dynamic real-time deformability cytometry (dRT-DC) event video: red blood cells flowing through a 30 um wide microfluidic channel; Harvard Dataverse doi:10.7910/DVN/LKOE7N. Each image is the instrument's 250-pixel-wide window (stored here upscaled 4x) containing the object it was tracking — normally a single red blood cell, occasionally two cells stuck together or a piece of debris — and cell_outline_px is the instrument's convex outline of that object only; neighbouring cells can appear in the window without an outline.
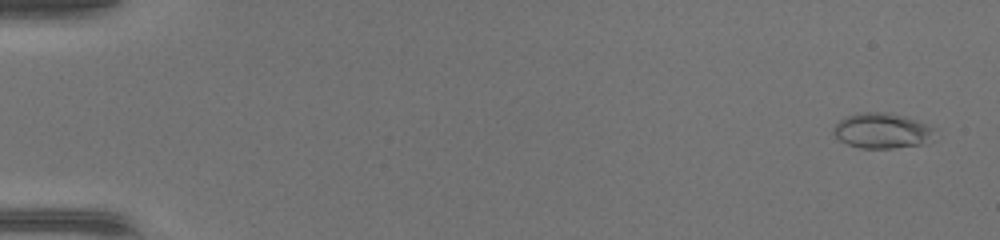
{"species": "common noctule bat (a hibernating species)", "species_latin": "Nyctalus noctula", "temperature_condition": "warm", "stored_images_in_passage": 49, "camera_frame_rate_fps": 3000, "um_per_image_px": 0.085, "animal": {"sex": "female", "body_mass_g": 17.0, "forearm_length_mm": 48.0}, "frame": {"image": 1, "passage_image": 3, "time_ms": 0.667, "image_size_px": [1000, 240], "cell_outline_px": [[936, 128], [924, 144], [892, 148], [860, 148], [848, 144], [840, 140], [832, 132], [832, 128], [840, 120], [848, 116], [860, 112], [888, 112], [904, 116]], "centroid_in_image_um": [74.93, 11.1], "position_along_channel_um": 10.1, "area_um2": 20.58}}
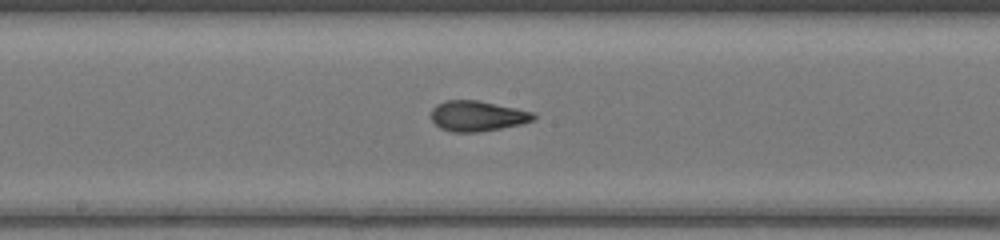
{"frame": {"image": 2, "passage_image": 28, "time_ms": 9.0, "image_size_px": [1000, 240], "cell_outline_px": [[536, 116], [532, 120], [520, 124], [500, 128], [476, 132], [452, 132], [440, 128], [432, 120], [432, 108], [436, 104], [444, 100], [476, 100], [536, 112]], "centroid_in_image_um": [40.56, 9.85], "position_along_channel_um": 207.6, "area_um2": 18.03}}
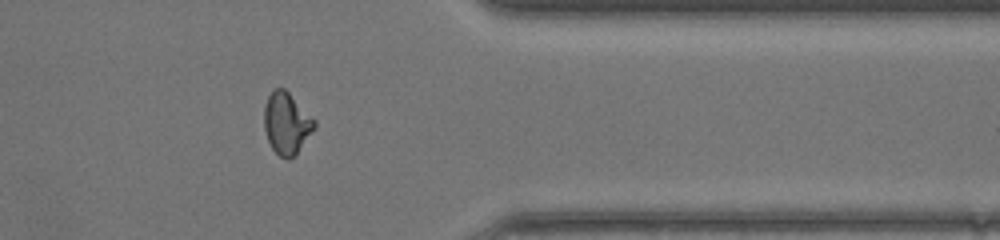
{"frame": {"image": 3, "passage_image": 41, "time_ms": 13.333, "image_size_px": [1000, 240], "cell_outline_px": [[316, 124], [296, 156], [288, 160], [280, 156], [272, 148], [268, 140], [264, 128], [264, 104], [272, 88], [284, 88], [316, 120]], "centroid_in_image_um": [24.34, 10.48], "position_along_channel_um": 387.1, "area_um2": 18.09}, "authors_computed_cell_mechanics": {"area_um2": 18.207, "velocity_mm_per_s": 4.3966, "shape_relaxation_time_tau1_ms": 6.7252, "shape_relaxation_time_tau2_ms": 1.0049, "deformation_change_tau1": 0.2078, "deformation_change_tau2": 0.0551}}